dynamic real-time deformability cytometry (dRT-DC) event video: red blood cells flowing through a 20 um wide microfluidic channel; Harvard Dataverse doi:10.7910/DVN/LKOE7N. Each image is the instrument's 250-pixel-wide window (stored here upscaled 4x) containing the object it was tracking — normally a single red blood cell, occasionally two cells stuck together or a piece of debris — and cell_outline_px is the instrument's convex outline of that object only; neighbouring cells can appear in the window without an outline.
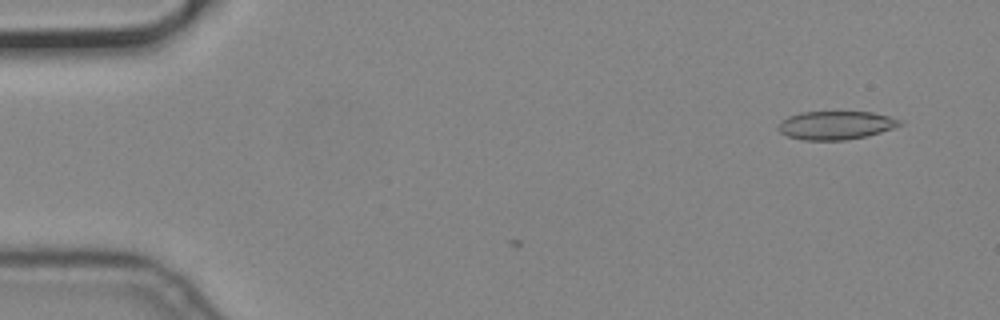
{"species": "common noctule bat (a hibernating species)", "species_latin": "Nyctalus noctula", "temperature_condition": "cold", "stored_images_in_passage": 3, "camera_frame_rate_fps": 3000, "um_per_image_px": 0.085, "animal": {"sex": "male", "body_mass_g": 19.2, "forearm_length_mm": 51.8}, "frame": {"image": 1, "passage_image": 3, "time_ms": 0.667, "image_size_px": [1000, 320], "cell_outline_px": [[904, 124], [868, 136], [844, 140], [804, 140], [788, 136], [780, 132], [776, 128], [780, 120], [788, 116], [800, 112], [872, 112], [904, 120]], "centroid_in_image_um": [71.03, 10.64], "position_along_channel_um": 14.0, "area_um2": 20.29}}